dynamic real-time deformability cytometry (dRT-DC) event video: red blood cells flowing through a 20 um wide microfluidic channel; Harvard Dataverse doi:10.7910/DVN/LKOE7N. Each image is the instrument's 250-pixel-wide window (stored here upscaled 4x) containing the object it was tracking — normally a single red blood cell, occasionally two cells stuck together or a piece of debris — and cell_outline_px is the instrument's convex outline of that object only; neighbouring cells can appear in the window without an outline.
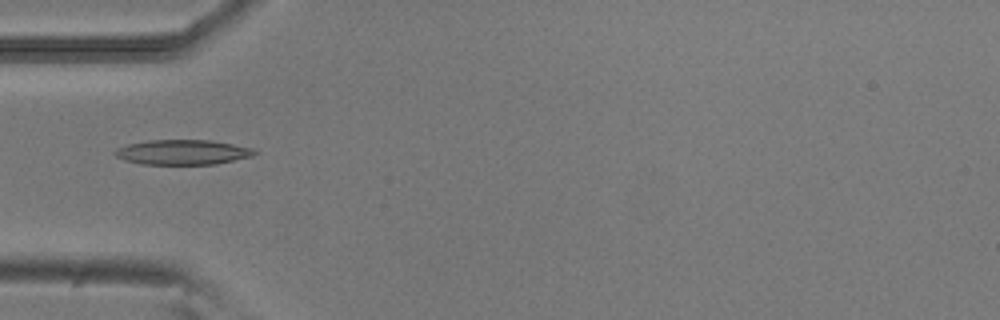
{"species": "common noctule bat (a hibernating species)", "species_latin": "Nyctalus noctula", "temperature_condition": "room temperature", "stored_images_in_passage": 51, "camera_frame_rate_fps": 3000, "um_per_image_px": 0.085, "animal": {"sex": "male", "body_mass_g": 20.5, "forearm_length_mm": 52.5}, "frame": {"image": 1, "passage_image": 16, "time_ms": 5.0, "image_size_px": [1000, 320], "cell_outline_px": [[260, 152], [252, 156], [216, 164], [140, 164], [124, 160], [116, 156], [112, 152], [116, 148], [128, 144], [148, 140], [212, 140], [252, 148]], "centroid_in_image_um": [15.51, 12.93], "position_along_channel_um": 69.5, "area_um2": 20.35}}
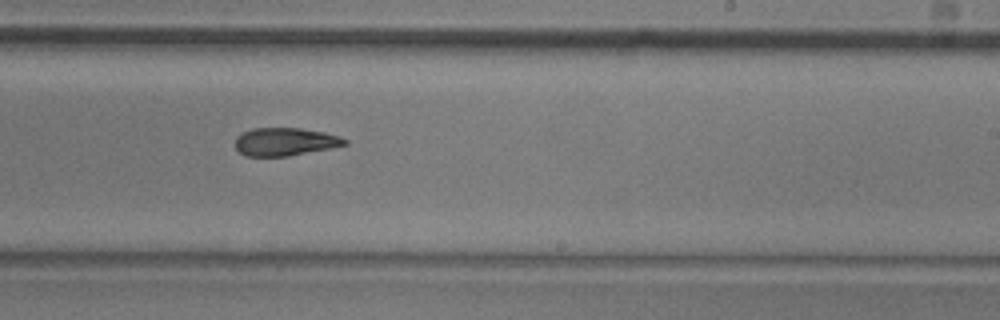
{"frame": {"image": 2, "passage_image": 31, "time_ms": 10.0, "image_size_px": [1000, 320], "cell_outline_px": [[348, 144], [332, 148], [288, 156], [244, 156], [236, 148], [236, 136], [252, 128], [300, 128], [324, 132], [340, 136], [348, 140]], "centroid_in_image_um": [24.25, 12.05], "position_along_channel_um": 264.7, "area_um2": 17.92}}
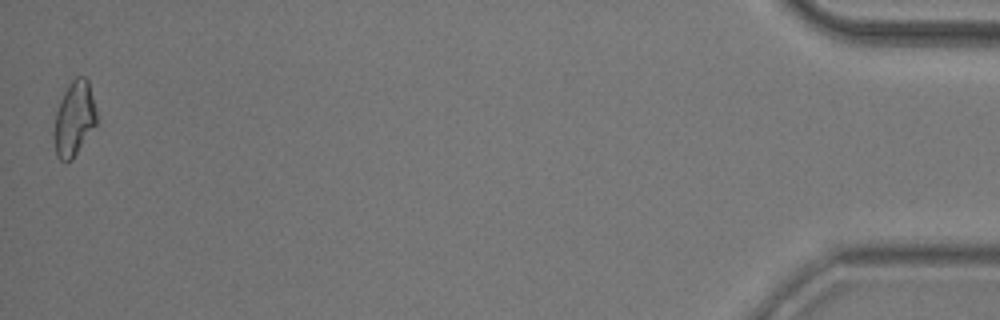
{"frame": {"image": 3, "passage_image": 51, "time_ms": 16.667, "image_size_px": [1000, 320], "cell_outline_px": [[96, 124], [72, 160], [64, 164], [56, 156], [52, 136], [52, 132], [56, 112], [64, 92], [72, 80], [76, 76], [84, 76], [88, 80], [96, 112]], "centroid_in_image_um": [6.26, 10.15], "position_along_channel_um": 428.9, "area_um2": 18.61}, "authors_computed_cell_mechanics": {"area_um2": 18.785, "velocity_mm_per_s": 3.8866, "shape_relaxation_time_tau1_ms": 6.2212, "shape_relaxation_time_tau2_ms": 5.6194, "deformation_change_tau1": 0.1717, "deformation_change_tau2": 0.1517}}